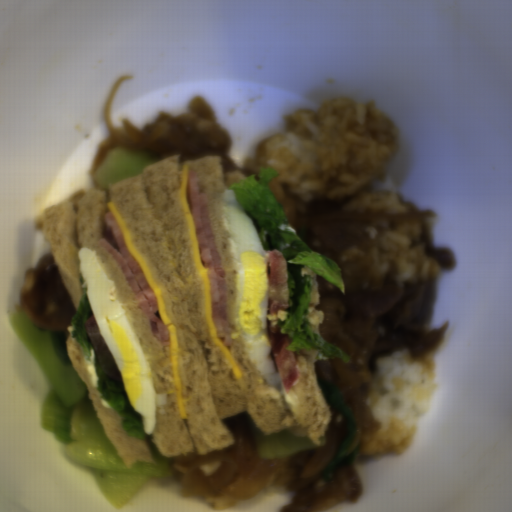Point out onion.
I'll return each instance as SVG.
<instances>
[{
    "mask_svg": "<svg viewBox=\"0 0 512 512\" xmlns=\"http://www.w3.org/2000/svg\"><path fill=\"white\" fill-rule=\"evenodd\" d=\"M237 461L216 451L197 454L181 478L183 498L214 495L234 500L249 499L267 486L265 478L235 479Z\"/></svg>",
    "mask_w": 512,
    "mask_h": 512,
    "instance_id": "06740285",
    "label": "onion"
},
{
    "mask_svg": "<svg viewBox=\"0 0 512 512\" xmlns=\"http://www.w3.org/2000/svg\"><path fill=\"white\" fill-rule=\"evenodd\" d=\"M339 441L336 443L317 444L316 450L306 463L299 477L306 479L313 474H321L328 468L337 453Z\"/></svg>",
    "mask_w": 512,
    "mask_h": 512,
    "instance_id": "6bf65262",
    "label": "onion"
}]
</instances>
